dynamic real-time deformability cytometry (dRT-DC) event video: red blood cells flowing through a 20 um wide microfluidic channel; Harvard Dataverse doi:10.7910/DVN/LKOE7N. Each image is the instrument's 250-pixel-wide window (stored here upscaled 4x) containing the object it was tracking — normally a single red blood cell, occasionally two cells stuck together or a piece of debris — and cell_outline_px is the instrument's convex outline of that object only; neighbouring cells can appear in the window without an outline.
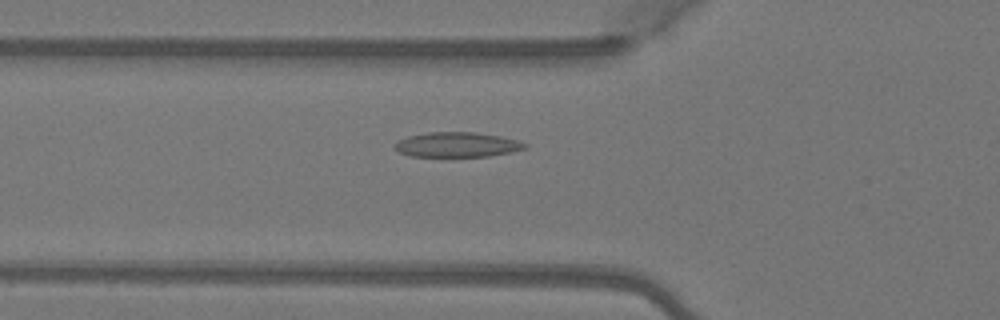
{"species": "Egyptian fruit bat (a non-hibernating species)", "species_latin": "Rousettus aegyptiacus", "temperature_condition": "warm", "stored_images_in_passage": 50, "camera_frame_rate_fps": 3000, "um_per_image_px": 0.085, "animal": {"sex": "female"}, "frame": {"image": 1, "passage_image": 18, "time_ms": 5.667, "image_size_px": [1000, 320], "cell_outline_px": [[528, 148], [512, 152], [488, 156], [412, 156], [400, 152], [392, 148], [396, 140], [408, 136], [428, 132], [476, 132], [500, 136], [516, 140], [528, 144]], "centroid_in_image_um": [38.84, 12.29], "position_along_channel_um": 87.0, "area_um2": 18.96}}
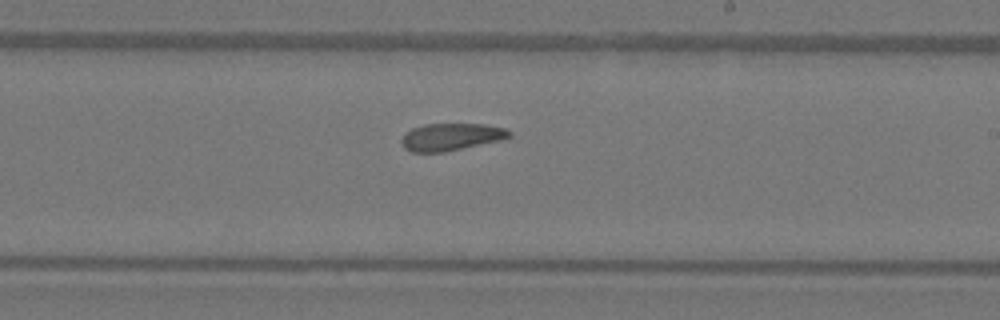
{"frame": {"image": 2, "passage_image": 30, "time_ms": 9.667, "image_size_px": [1000, 320], "cell_outline_px": [[512, 136], [504, 140], [444, 152], [412, 152], [404, 148], [400, 140], [412, 128], [424, 124], [484, 124], [504, 128], [512, 132]], "centroid_in_image_um": [38.39, 11.64], "position_along_channel_um": 250.6, "area_um2": 17.22}}
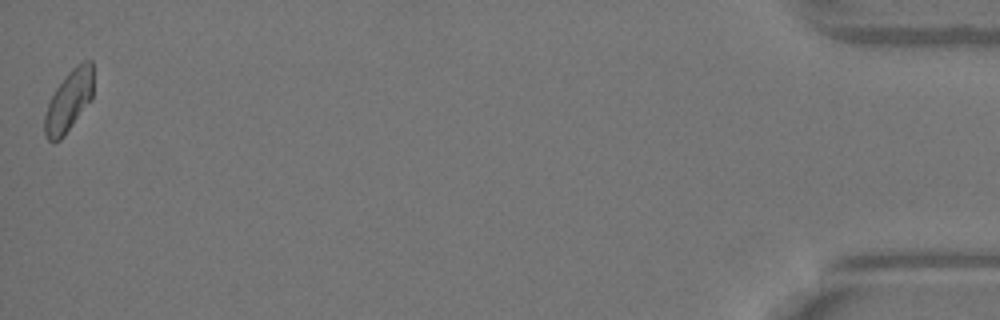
{"frame": {"image": 3, "passage_image": 50, "time_ms": 16.333, "image_size_px": [1000, 320], "cell_outline_px": [[92, 100], [64, 136], [60, 140], [52, 144], [48, 140], [44, 132], [44, 116], [48, 104], [56, 88], [68, 72], [76, 64], [84, 60], [92, 60]], "centroid_in_image_um": [5.85, 8.6], "position_along_channel_um": 429.4, "area_um2": 17.46}, "authors_computed_cell_mechanics": {"area_um2": 18.0914, "velocity_mm_per_s": 4.0787, "shape_relaxation_time_tau1_ms": 8.0475, "shape_relaxation_time_tau2_ms": null, "deformation_change_tau1": 0.195, "deformation_change_tau2": null}}